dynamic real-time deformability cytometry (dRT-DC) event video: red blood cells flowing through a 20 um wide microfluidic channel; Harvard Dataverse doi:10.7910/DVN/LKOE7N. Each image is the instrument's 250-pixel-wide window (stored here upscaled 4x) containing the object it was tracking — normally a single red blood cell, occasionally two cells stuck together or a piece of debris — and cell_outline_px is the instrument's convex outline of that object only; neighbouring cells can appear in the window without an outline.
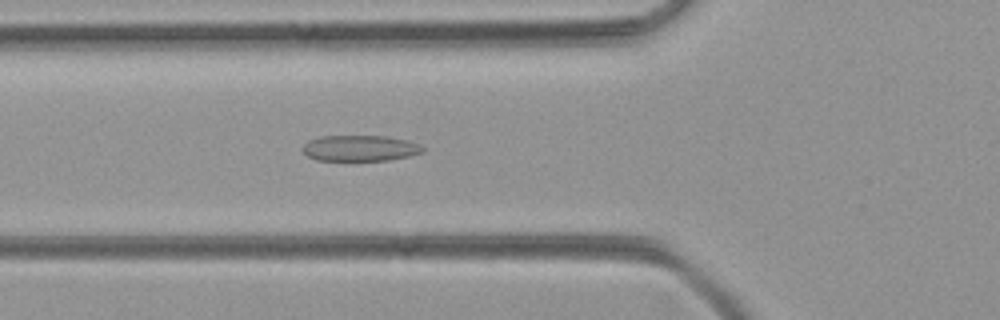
{"species": "common noctule bat (a hibernating species)", "species_latin": "Nyctalus noctula", "temperature_condition": "room temperature", "stored_images_in_passage": 50, "camera_frame_rate_fps": 3000, "um_per_image_px": 0.085, "animal": {"sex": "female", "body_mass_g": 21.9}, "frame": {"image": 1, "passage_image": 17, "time_ms": 5.333, "image_size_px": [1000, 320], "cell_outline_px": [[424, 152], [408, 156], [388, 160], [316, 160], [308, 156], [304, 152], [304, 144], [308, 140], [320, 136], [388, 136], [408, 140], [424, 148]], "centroid_in_image_um": [30.6, 12.59], "position_along_channel_um": 95.2, "area_um2": 17.98}}
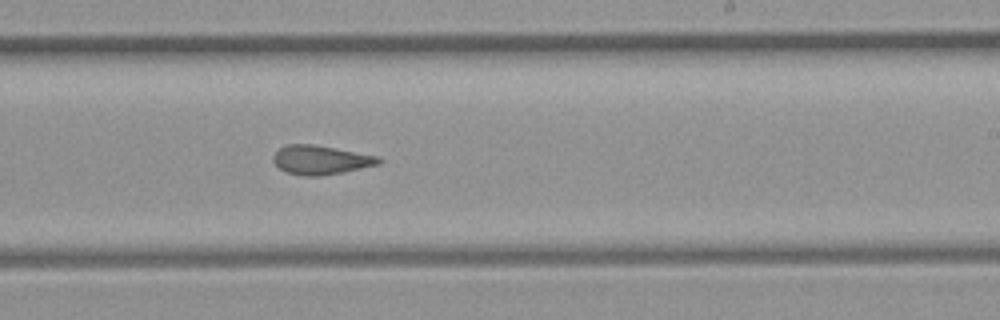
{"frame": {"image": 2, "passage_image": 29, "time_ms": 9.333, "image_size_px": [1000, 320], "cell_outline_px": [[384, 160], [380, 164], [344, 172], [320, 176], [304, 176], [284, 172], [272, 160], [272, 156], [280, 148], [288, 144], [312, 144], [376, 156]], "centroid_in_image_um": [27.24, 13.61], "position_along_channel_um": 261.8, "area_um2": 17.74}}
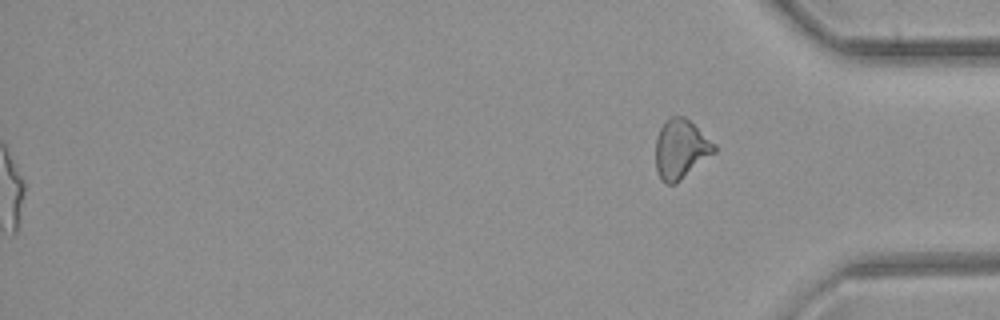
{"frame": {"image": 3, "passage_image": 50, "time_ms": 16.333, "image_size_px": [1000, 320], "cell_outline_px": [[716, 152], [676, 184], [668, 184], [660, 180], [656, 172], [656, 136], [660, 128], [672, 116], [684, 116], [716, 144]], "centroid_in_image_um": [57.87, 12.7], "position_along_channel_um": 377.3, "area_um2": 20.29}}